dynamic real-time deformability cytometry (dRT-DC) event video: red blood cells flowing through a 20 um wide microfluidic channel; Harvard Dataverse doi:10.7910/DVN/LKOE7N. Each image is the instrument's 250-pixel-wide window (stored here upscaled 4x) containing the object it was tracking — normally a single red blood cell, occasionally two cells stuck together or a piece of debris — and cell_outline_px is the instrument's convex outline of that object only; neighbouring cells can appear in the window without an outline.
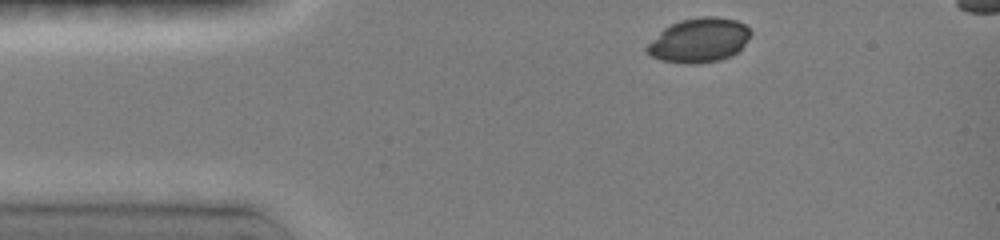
{"species": "common noctule bat (a hibernating species)", "species_latin": "Nyctalus noctula", "temperature_condition": "room temperature", "stored_images_in_passage": 6, "camera_frame_rate_fps": 3000, "um_per_image_px": 0.085, "animal": {"sex": "female", "body_mass_g": 19.0, "forearm_length_mm": 51.5}, "frame": {"image": 1, "passage_image": 1, "time_ms": 0.0, "image_size_px": [1000, 240], "cell_outline_px": [[752, 32], [744, 44], [732, 56], [720, 60], [692, 64], [688, 64], [660, 60], [652, 56], [644, 48], [664, 28], [680, 20], [704, 16], [716, 16], [736, 20], [744, 24]], "centroid_in_image_um": [59.43, 3.42], "position_along_channel_um": 25.6, "area_um2": 26.59}}
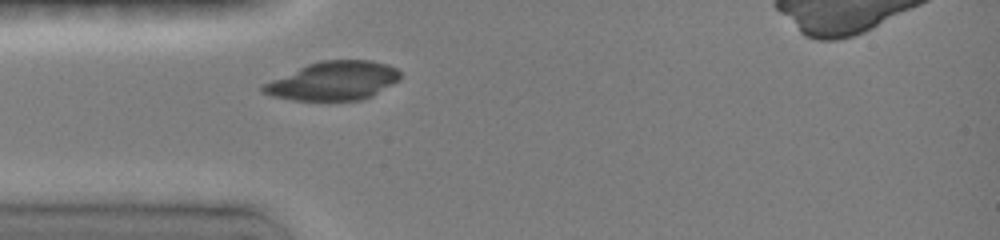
{"frame": {"image": 2, "passage_image": 6, "time_ms": 2.0, "image_size_px": [1000, 240], "cell_outline_px": [[400, 76], [396, 80], [372, 96], [360, 100], [292, 100], [272, 96], [264, 92], [260, 88], [264, 84], [272, 80], [308, 64], [320, 60], [372, 60], [388, 64], [396, 68], [400, 72]], "centroid_in_image_um": [28.34, 6.87], "position_along_channel_um": 56.7, "area_um2": 30.46}}